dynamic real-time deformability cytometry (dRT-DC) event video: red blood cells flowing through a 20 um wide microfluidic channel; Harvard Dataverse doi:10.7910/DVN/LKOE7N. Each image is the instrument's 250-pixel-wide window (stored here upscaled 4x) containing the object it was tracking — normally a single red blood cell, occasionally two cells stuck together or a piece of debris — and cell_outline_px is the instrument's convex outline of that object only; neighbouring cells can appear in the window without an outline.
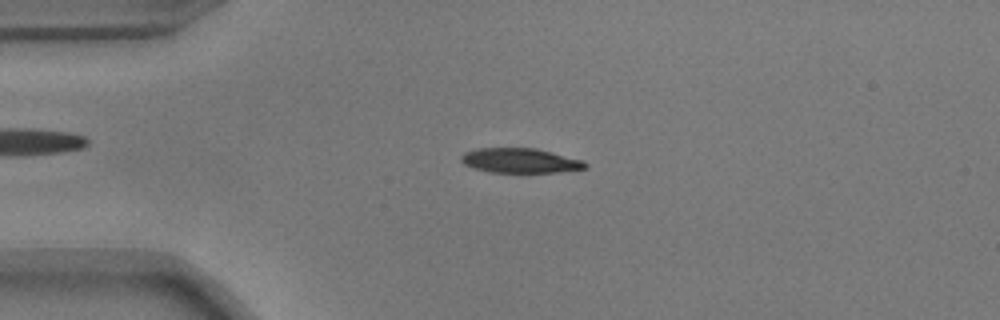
{"species": "common noctule bat (a hibernating species)", "species_latin": "Nyctalus noctula", "temperature_condition": "warm", "stored_images_in_passage": 53, "camera_frame_rate_fps": 3000, "um_per_image_px": 0.085, "animal": {"sex": "male", "body_mass_g": 17.9}, "frame": {"image": 1, "passage_image": 12, "time_ms": 3.667, "image_size_px": [1000, 320], "cell_outline_px": [[588, 168], [560, 172], [488, 172], [472, 168], [464, 164], [460, 160], [460, 156], [464, 152], [476, 148], [536, 148], [584, 160], [588, 164]], "centroid_in_image_um": [44.21, 13.65], "position_along_channel_um": 40.8, "area_um2": 18.09}}
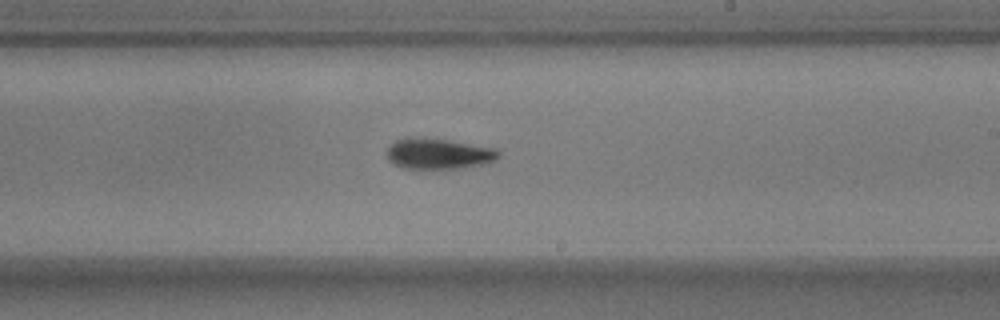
{"frame": {"image": 2, "passage_image": 31, "time_ms": 10.0, "image_size_px": [1000, 320], "cell_outline_px": [[500, 156], [496, 160], [480, 164], [460, 168], [400, 168], [392, 164], [388, 160], [388, 148], [396, 140], [408, 136], [416, 136], [448, 140], [496, 148], [500, 152]], "centroid_in_image_um": [37.25, 13.05], "position_along_channel_um": 251.8, "area_um2": 20.06}}
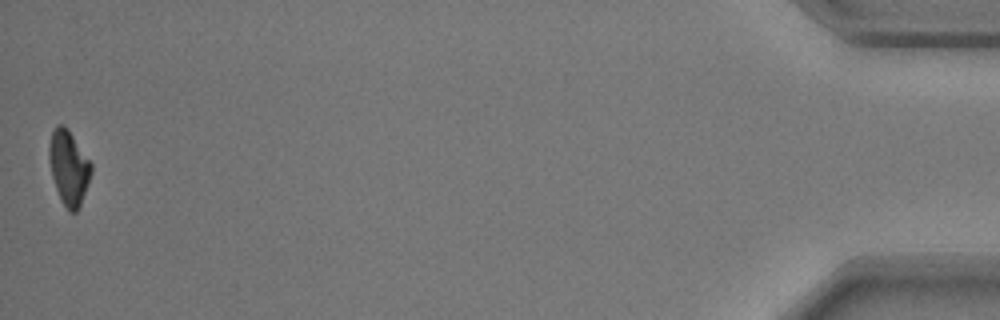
{"frame": {"image": 3, "passage_image": 53, "time_ms": 17.333, "image_size_px": [1000, 320], "cell_outline_px": [[92, 172], [88, 184], [80, 204], [76, 212], [68, 212], [60, 200], [52, 176], [48, 160], [48, 148], [52, 132], [56, 124], [64, 124], [68, 128], [92, 164]], "centroid_in_image_um": [5.83, 14.23], "position_along_channel_um": 429.4, "area_um2": 18.38}, "authors_computed_cell_mechanics": {"area_um2": 19.1896, "velocity_mm_per_s": 3.7239, "shape_relaxation_time_tau1_ms": 2.7517, "shape_relaxation_time_tau2_ms": 4.3523, "deformation_change_tau1": 0.1323, "deformation_change_tau2": 0.1204}}